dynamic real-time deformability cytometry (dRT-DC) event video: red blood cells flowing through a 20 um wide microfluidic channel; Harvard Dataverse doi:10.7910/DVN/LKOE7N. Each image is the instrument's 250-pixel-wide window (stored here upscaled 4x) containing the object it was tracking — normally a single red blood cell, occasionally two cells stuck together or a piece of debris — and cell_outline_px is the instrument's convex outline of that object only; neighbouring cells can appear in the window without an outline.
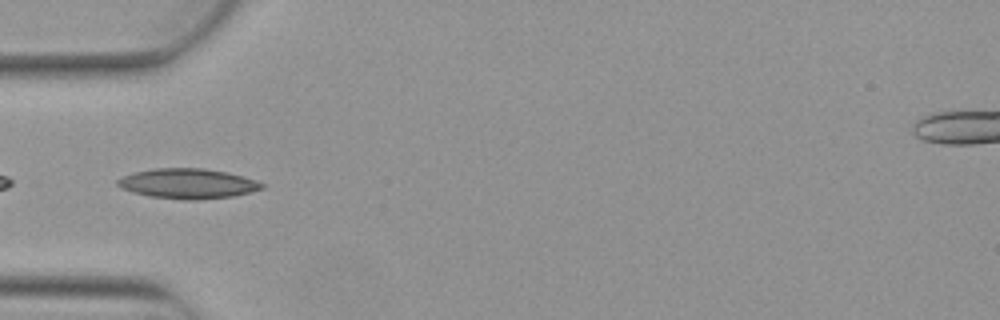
{"species": "Egyptian fruit bat (a non-hibernating species)", "species_latin": "Rousettus aegyptiacus", "temperature_condition": "warm", "stored_images_in_passage": 1, "camera_frame_rate_fps": 3000, "um_per_image_px": 0.085, "animal": {"sex": "female"}, "frame": {"image": 1, "passage_image": 1, "time_ms": 0.0, "image_size_px": [1000, 320], "cell_outline_px": [[264, 188], [232, 196], [196, 200], [184, 200], [148, 196], [132, 192], [120, 188], [116, 184], [116, 180], [132, 172], [152, 168], [204, 168], [244, 176], [256, 180], [264, 184]], "centroid_in_image_um": [15.91, 15.6], "position_along_channel_um": 69.1, "area_um2": 25.32}}